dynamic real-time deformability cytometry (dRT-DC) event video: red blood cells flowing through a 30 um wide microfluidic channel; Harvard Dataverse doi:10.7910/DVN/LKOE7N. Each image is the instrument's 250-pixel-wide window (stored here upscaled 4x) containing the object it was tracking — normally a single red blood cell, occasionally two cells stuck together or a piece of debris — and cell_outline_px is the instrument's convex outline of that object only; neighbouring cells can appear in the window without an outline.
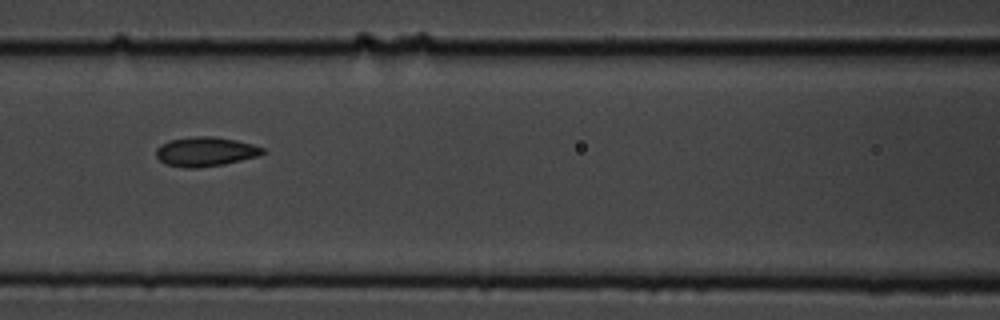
{"species": "common noctule bat (a hibernating species)", "species_latin": "Nyctalus noctula", "temperature_condition": "cold", "stored_images_in_passage": 15, "camera_frame_rate_fps": 3000, "um_per_image_px": 0.085, "animal": {"sex": "male", "body_mass_g": 19.5, "forearm_length_mm": 54.6}, "frame": {"image": 1, "passage_image": 7, "time_ms": 2.0, "image_size_px": [1000, 320], "cell_outline_px": [[264, 152], [256, 156], [224, 164], [196, 168], [184, 168], [164, 164], [156, 156], [156, 148], [160, 144], [168, 140], [196, 136], [216, 136], [236, 140], [252, 144], [264, 148]], "centroid_in_image_um": [17.41, 12.88], "position_along_channel_um": 149.2, "area_um2": 18.26}}
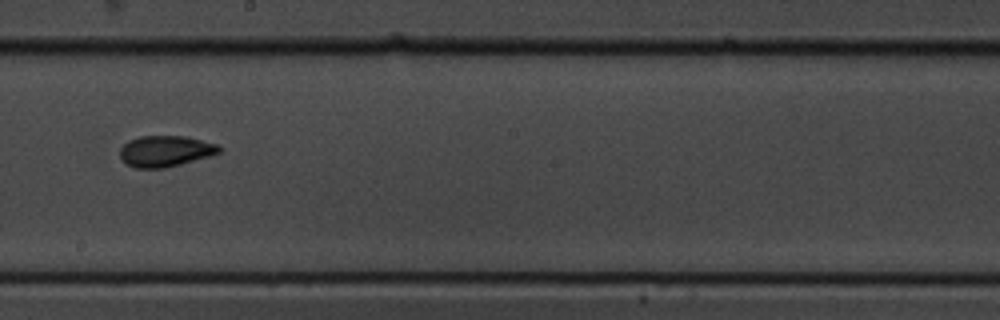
{"frame": {"image": 2, "passage_image": 9, "time_ms": 2.667, "image_size_px": [1000, 320], "cell_outline_px": [[224, 148], [220, 152], [208, 156], [180, 164], [164, 168], [136, 168], [124, 164], [120, 160], [120, 148], [128, 140], [140, 136], [184, 136], [216, 144]], "centroid_in_image_um": [14.0, 12.85], "position_along_channel_um": 234.2, "area_um2": 17.98}}
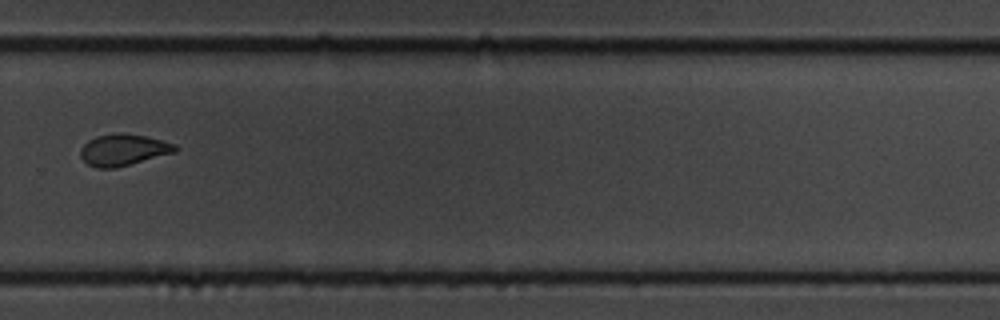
{"frame": {"image": 3, "passage_image": 11, "time_ms": 3.333, "image_size_px": [1000, 320], "cell_outline_px": [[180, 148], [176, 152], [116, 168], [96, 168], [88, 164], [80, 156], [80, 148], [88, 140], [96, 136], [120, 132], [124, 132], [144, 136], [176, 144]], "centroid_in_image_um": [10.48, 12.73], "position_along_channel_um": 319.3, "area_um2": 17.51}}